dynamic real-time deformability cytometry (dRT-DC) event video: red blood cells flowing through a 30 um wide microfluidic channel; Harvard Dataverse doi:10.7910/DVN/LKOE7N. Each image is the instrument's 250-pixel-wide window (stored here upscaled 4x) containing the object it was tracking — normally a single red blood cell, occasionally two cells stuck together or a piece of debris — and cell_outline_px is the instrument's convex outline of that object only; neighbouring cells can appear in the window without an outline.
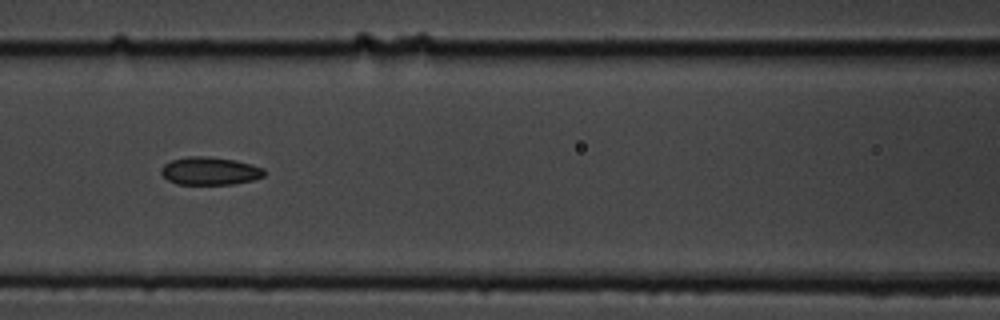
{"species": "common noctule bat (a hibernating species)", "species_latin": "Nyctalus noctula", "temperature_condition": "cold", "stored_images_in_passage": 11, "camera_frame_rate_fps": 3000, "um_per_image_px": 0.085, "animal": {"sex": "male", "body_mass_g": 19.5, "forearm_length_mm": 54.6}, "frame": {"image": 1, "passage_image": 7, "time_ms": 7.667, "image_size_px": [1000, 320], "cell_outline_px": [[264, 176], [252, 180], [232, 184], [176, 184], [168, 180], [160, 172], [160, 168], [164, 164], [172, 160], [188, 156], [208, 156], [236, 160], [252, 164], [264, 168]], "centroid_in_image_um": [17.83, 14.52], "position_along_channel_um": 148.8, "area_um2": 16.82}}
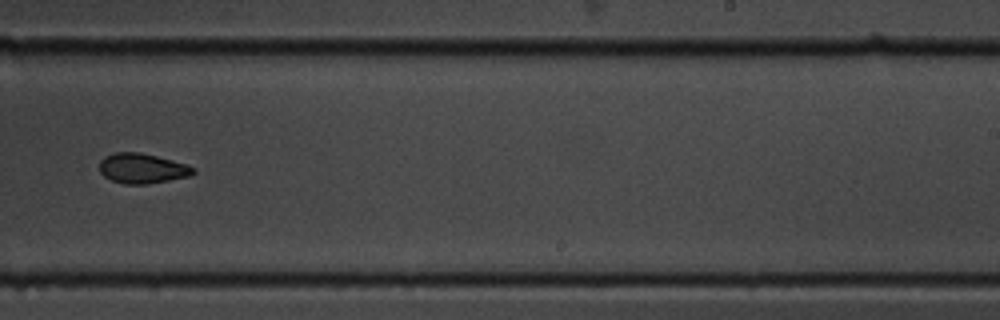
{"frame": {"image": 2, "passage_image": 10, "time_ms": 11.333, "image_size_px": [1000, 320], "cell_outline_px": [[196, 172], [188, 176], [148, 184], [124, 184], [112, 180], [104, 176], [100, 172], [100, 160], [104, 156], [112, 152], [140, 152], [188, 164], [196, 168]], "centroid_in_image_um": [12.08, 14.3], "position_along_channel_um": 276.9, "area_um2": 16.47}}
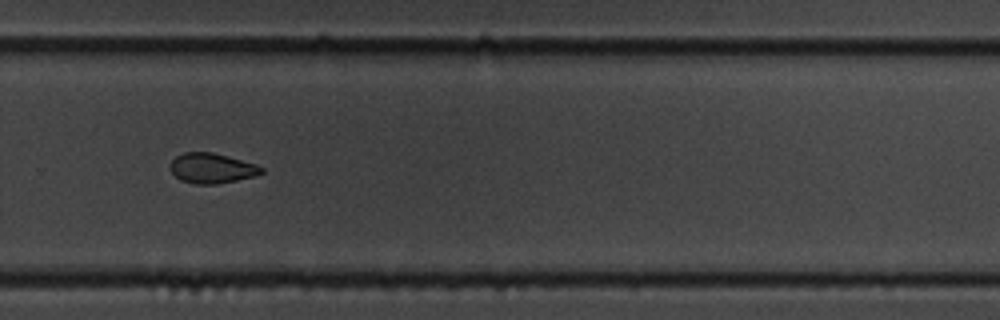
{"frame": {"image": 3, "passage_image": 11, "time_ms": 12.333, "image_size_px": [1000, 320], "cell_outline_px": [[264, 172], [256, 176], [216, 184], [196, 184], [180, 180], [172, 172], [172, 160], [176, 156], [184, 152], [212, 152], [228, 156], [256, 164], [264, 168]], "centroid_in_image_um": [18.04, 14.3], "position_along_channel_um": 311.8, "area_um2": 15.9}}